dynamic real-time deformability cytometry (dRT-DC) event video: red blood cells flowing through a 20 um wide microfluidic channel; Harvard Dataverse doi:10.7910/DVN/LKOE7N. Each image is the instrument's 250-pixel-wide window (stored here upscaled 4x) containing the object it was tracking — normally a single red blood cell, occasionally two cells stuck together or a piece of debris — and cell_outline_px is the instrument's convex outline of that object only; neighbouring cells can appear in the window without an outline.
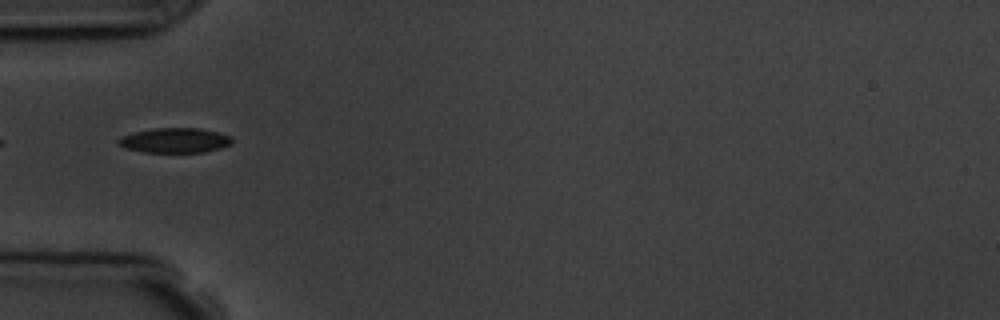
{"species": "common noctule bat (a hibernating species)", "species_latin": "Nyctalus noctula", "temperature_condition": "room temperature", "stored_images_in_passage": 5, "camera_frame_rate_fps": 3000, "um_per_image_px": 0.085, "animal": {"sex": "male", "body_mass_g": 19.5, "forearm_length_mm": 54.6}, "frame": {"image": 1, "passage_image": 1, "time_ms": 0.0, "image_size_px": [1000, 320], "cell_outline_px": [[232, 144], [220, 148], [204, 152], [144, 152], [128, 148], [120, 144], [116, 140], [120, 136], [132, 132], [156, 128], [200, 128], [232, 136]], "centroid_in_image_um": [14.87, 11.92], "position_along_channel_um": 70.1, "area_um2": 16.42}}
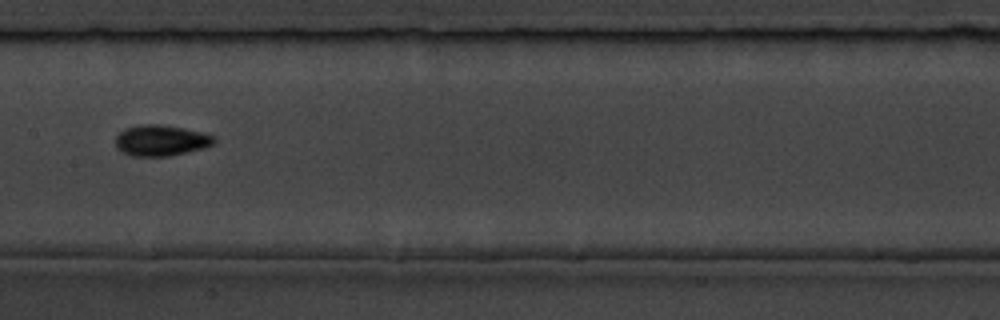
{"frame": {"image": 2, "passage_image": 4, "time_ms": 3.333, "image_size_px": [1000, 320], "cell_outline_px": [[216, 140], [212, 144], [204, 148], [168, 156], [132, 156], [116, 148], [116, 136], [124, 128], [140, 124], [160, 124], [184, 128], [204, 132], [212, 136]], "centroid_in_image_um": [13.67, 11.92], "position_along_channel_um": 193.7, "area_um2": 17.74}}